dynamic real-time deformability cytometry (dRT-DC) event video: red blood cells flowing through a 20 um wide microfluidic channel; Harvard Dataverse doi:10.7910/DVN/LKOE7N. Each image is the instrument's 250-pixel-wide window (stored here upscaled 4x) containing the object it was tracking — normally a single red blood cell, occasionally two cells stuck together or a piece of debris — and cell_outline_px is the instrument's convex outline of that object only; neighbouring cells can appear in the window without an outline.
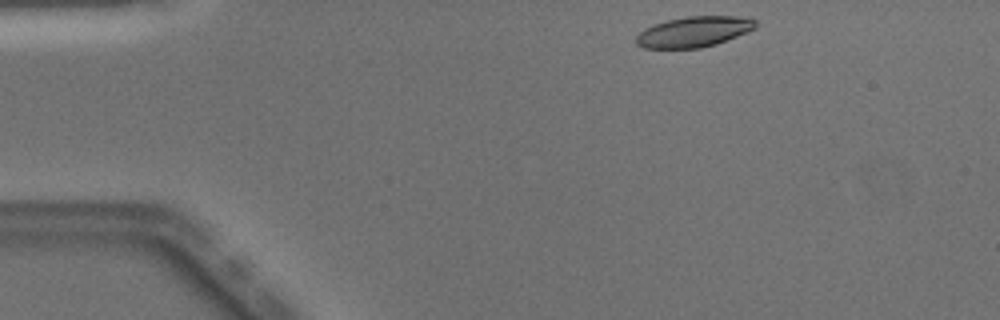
{"species": "Egyptian fruit bat (a non-hibernating species)", "species_latin": "Rousettus aegyptiacus", "temperature_condition": "warm", "stored_images_in_passage": 7, "camera_frame_rate_fps": 3000, "um_per_image_px": 0.085, "animal": {"sex": "male"}, "frame": {"image": 1, "passage_image": 1, "time_ms": 0.0, "image_size_px": [1000, 320], "cell_outline_px": [[756, 28], [716, 44], [700, 48], [644, 48], [636, 44], [636, 36], [644, 28], [652, 24], [668, 20], [688, 16], [752, 16], [756, 20]], "centroid_in_image_um": [58.99, 2.68], "position_along_channel_um": 26.0, "area_um2": 21.39}}